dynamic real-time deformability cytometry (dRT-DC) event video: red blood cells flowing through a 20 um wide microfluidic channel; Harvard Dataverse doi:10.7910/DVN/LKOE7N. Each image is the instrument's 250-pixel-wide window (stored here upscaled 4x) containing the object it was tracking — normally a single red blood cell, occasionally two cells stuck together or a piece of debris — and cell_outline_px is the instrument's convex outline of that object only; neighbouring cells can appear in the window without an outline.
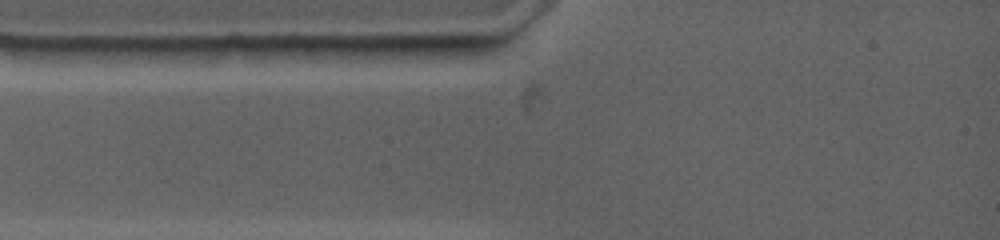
{"species": "common noctule bat (a hibernating species)", "species_latin": "Nyctalus noctula", "temperature_condition": "warm", "stored_images_in_passage": 3, "camera_frame_rate_fps": 4500, "um_per_image_px": 0.085, "animal": {"sex": "female", "body_mass_g": 19.0, "forearm_length_mm": 53.3}, "frame": {"image": 1, "passage_image": 1, "time_ms": 0.0, "image_size_px": [1000, 240], "cell_outline_px": [[296, 48], [252, 64], [208, 64], [192, 56], [180, 48], [232, 44], [236, 44]], "centroid_in_image_um": [19.93, 4.55], "position_along_channel_um": 65.1, "area_um2": 11.1}}